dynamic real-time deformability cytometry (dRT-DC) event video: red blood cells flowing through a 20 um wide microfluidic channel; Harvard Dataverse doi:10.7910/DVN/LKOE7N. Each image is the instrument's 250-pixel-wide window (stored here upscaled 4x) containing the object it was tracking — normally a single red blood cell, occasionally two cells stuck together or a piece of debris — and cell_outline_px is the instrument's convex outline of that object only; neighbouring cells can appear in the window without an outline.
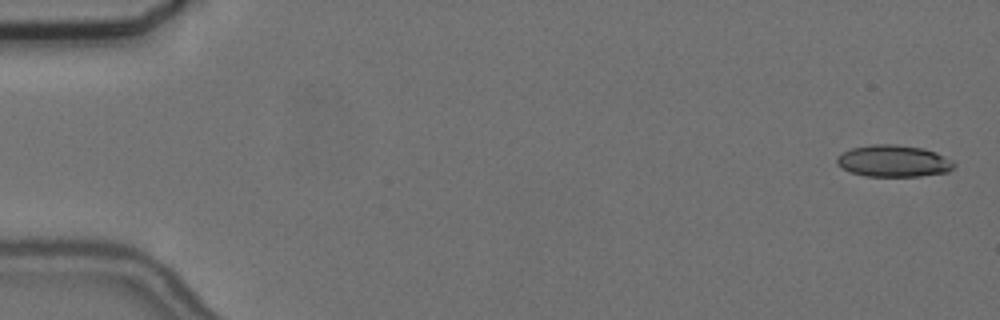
{"species": "common noctule bat (a hibernating species)", "species_latin": "Nyctalus noctula", "temperature_condition": "cold", "stored_images_in_passage": 56, "camera_frame_rate_fps": 3000, "um_per_image_px": 0.085, "animal": {"sex": "female", "body_mass_g": 24.6, "forearm_length_mm": 56.2}, "frame": {"image": 1, "passage_image": 2, "time_ms": 0.333, "image_size_px": [1000, 320], "cell_outline_px": [[956, 164], [948, 172], [920, 176], [864, 176], [848, 172], [840, 168], [836, 164], [836, 156], [852, 148], [872, 144], [896, 144], [924, 148], [936, 152], [952, 160]], "centroid_in_image_um": [75.92, 13.69], "position_along_channel_um": 9.1, "area_um2": 21.96}}
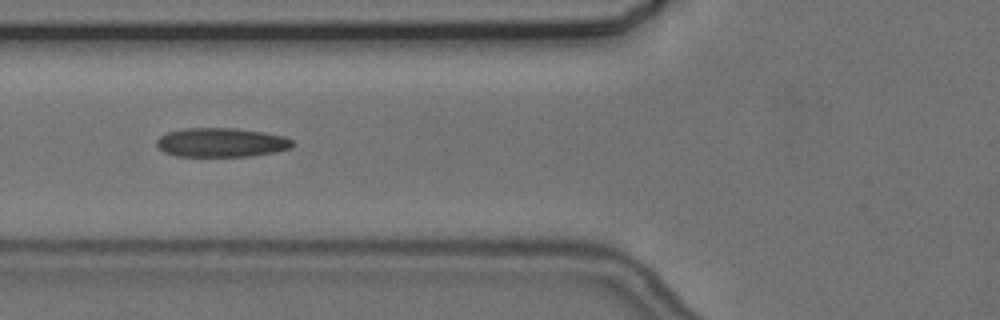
{"frame": {"image": 2, "passage_image": 22, "time_ms": 7.0, "image_size_px": [1000, 320], "cell_outline_px": [[292, 148], [252, 156], [176, 156], [164, 152], [156, 144], [156, 140], [160, 136], [168, 132], [184, 128], [236, 128], [284, 136], [292, 140]], "centroid_in_image_um": [18.78, 12.11], "position_along_channel_um": 107.0, "area_um2": 22.89}}
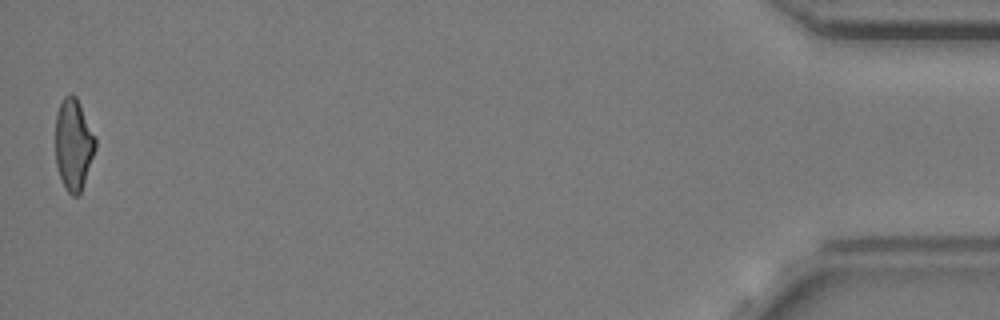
{"frame": {"image": 3, "passage_image": 56, "time_ms": 18.333, "image_size_px": [1000, 320], "cell_outline_px": [[96, 148], [80, 192], [76, 196], [72, 196], [64, 188], [56, 164], [56, 112], [64, 96], [76, 96], [96, 136]], "centroid_in_image_um": [6.25, 12.27], "position_along_channel_um": 428.9, "area_um2": 21.1}, "authors_computed_cell_mechanics": {"area_um2": 22.3686, "velocity_mm_per_s": 3.6686, "shape_relaxation_time_tau1_ms": null, "shape_relaxation_time_tau2_ms": 2.7832, "deformation_change_tau1": null, "deformation_change_tau2": 0.1043}}